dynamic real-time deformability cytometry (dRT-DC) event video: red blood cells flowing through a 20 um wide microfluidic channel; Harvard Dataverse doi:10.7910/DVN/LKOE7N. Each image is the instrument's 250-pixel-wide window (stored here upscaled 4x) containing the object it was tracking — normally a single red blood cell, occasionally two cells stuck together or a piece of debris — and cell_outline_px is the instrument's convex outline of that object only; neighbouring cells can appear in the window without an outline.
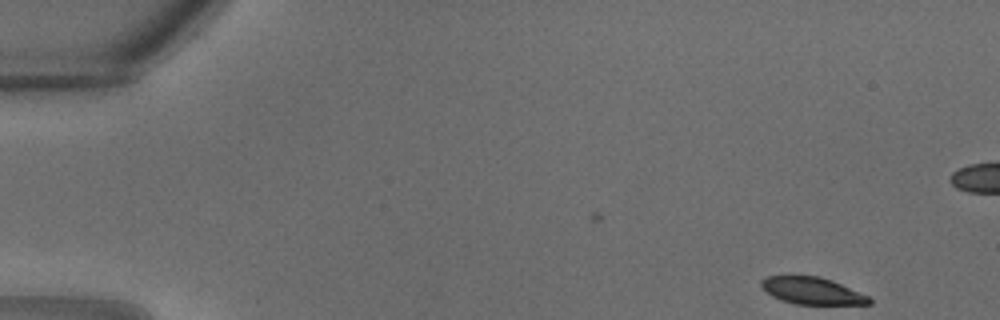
{"species": "common noctule bat (a hibernating species)", "species_latin": "Nyctalus noctula", "temperature_condition": "warm", "stored_images_in_passage": 27, "camera_frame_rate_fps": 3000, "um_per_image_px": 0.085, "animal": {"sex": "male", "body_mass_g": 18.8}, "frame": {"image": 1, "passage_image": 1, "time_ms": 0.0, "image_size_px": [1000, 320], "cell_outline_px": [[872, 304], [796, 304], [780, 300], [772, 296], [760, 284], [760, 280], [768, 276], [820, 276], [832, 280], [868, 296], [872, 300]], "centroid_in_image_um": [69.03, 24.72], "position_along_channel_um": 16.0, "area_um2": 16.82}}
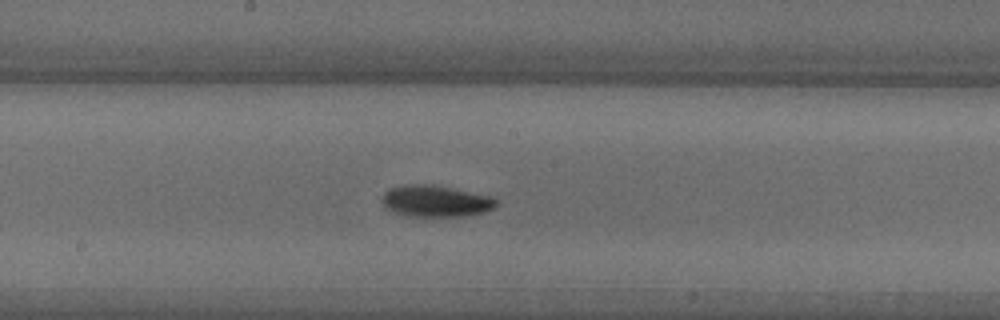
{"frame": {"image": 2, "passage_image": 16, "time_ms": 5.0, "image_size_px": [1000, 320], "cell_outline_px": [[496, 204], [492, 208], [484, 212], [464, 216], [408, 216], [396, 212], [388, 208], [380, 200], [384, 192], [392, 188], [412, 184], [432, 184], [492, 196], [496, 200]], "centroid_in_image_um": [37.04, 17.09], "position_along_channel_um": 211.2, "area_um2": 20.69}}
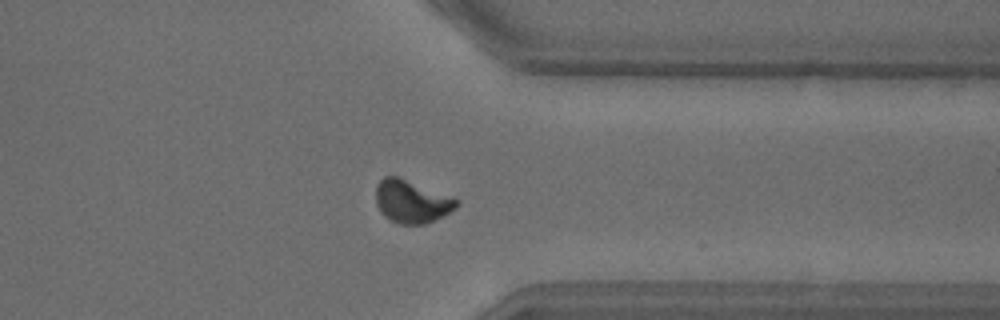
{"frame": {"image": 3, "passage_image": 24, "time_ms": 7.667, "image_size_px": [1000, 320], "cell_outline_px": [[460, 204], [456, 208], [444, 216], [424, 224], [400, 224], [384, 216], [380, 212], [376, 204], [376, 188], [380, 180], [384, 176], [396, 176], [452, 196], [460, 200]], "centroid_in_image_um": [35.01, 17.13], "position_along_channel_um": 376.4, "area_um2": 20.17}}